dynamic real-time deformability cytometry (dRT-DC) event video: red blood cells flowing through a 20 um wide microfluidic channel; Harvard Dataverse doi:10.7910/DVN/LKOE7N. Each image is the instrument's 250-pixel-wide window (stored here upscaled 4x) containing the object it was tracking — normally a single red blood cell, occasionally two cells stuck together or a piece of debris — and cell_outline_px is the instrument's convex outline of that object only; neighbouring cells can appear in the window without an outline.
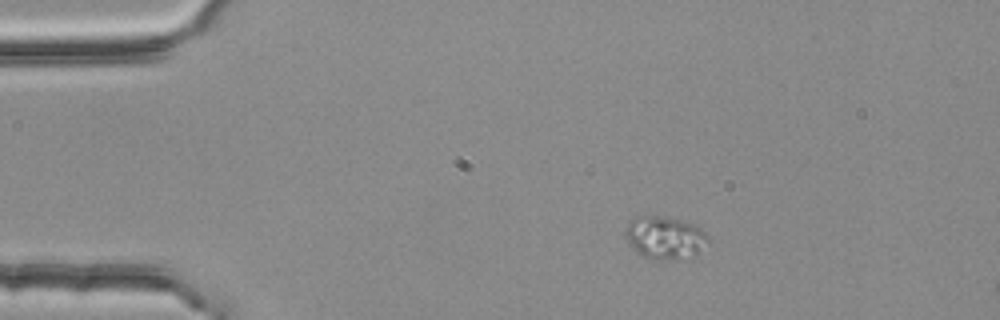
{"species": "common noctule bat (a hibernating species)", "species_latin": "Nyctalus noctula", "temperature_condition": "room temperature", "stored_images_in_passage": 3, "segment_of_instrument_passage": [1, 2], "camera_frame_rate_fps": 3000, "um_per_image_px": 0.085, "animal": {"sex": "female", "body_mass_g": 25.1}, "frame": {"image": 1, "passage_image": 1, "time_ms": 0.0, "image_size_px": [1000, 320], "cell_outline_px": [[708, 240], [696, 256], [692, 260], [660, 260], [644, 256], [636, 252], [628, 244], [624, 232], [628, 220], [632, 216], [660, 216], [684, 220], [700, 228], [708, 236]], "centroid_in_image_um": [56.5, 20.21], "position_along_channel_um": 28.5, "area_um2": 21.15}}